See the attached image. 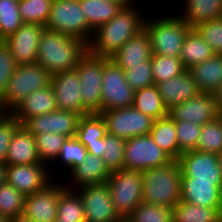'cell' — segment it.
I'll use <instances>...</instances> for the list:
<instances>
[{"label": "cell", "mask_w": 222, "mask_h": 222, "mask_svg": "<svg viewBox=\"0 0 222 222\" xmlns=\"http://www.w3.org/2000/svg\"><path fill=\"white\" fill-rule=\"evenodd\" d=\"M133 0L110 21L97 27L89 41L88 52L110 58L115 54L127 40L138 35L144 30L146 16L142 14V9ZM134 4H133V3Z\"/></svg>", "instance_id": "6da1fadb"}, {"label": "cell", "mask_w": 222, "mask_h": 222, "mask_svg": "<svg viewBox=\"0 0 222 222\" xmlns=\"http://www.w3.org/2000/svg\"><path fill=\"white\" fill-rule=\"evenodd\" d=\"M87 52L88 45L83 40L45 29L39 41L36 63L53 75L75 69Z\"/></svg>", "instance_id": "7a4b0ae2"}, {"label": "cell", "mask_w": 222, "mask_h": 222, "mask_svg": "<svg viewBox=\"0 0 222 222\" xmlns=\"http://www.w3.org/2000/svg\"><path fill=\"white\" fill-rule=\"evenodd\" d=\"M143 174L142 200L154 205L175 207L181 200V171L176 160L146 169Z\"/></svg>", "instance_id": "3957f363"}, {"label": "cell", "mask_w": 222, "mask_h": 222, "mask_svg": "<svg viewBox=\"0 0 222 222\" xmlns=\"http://www.w3.org/2000/svg\"><path fill=\"white\" fill-rule=\"evenodd\" d=\"M145 18L144 30L150 38L152 54L180 57L185 36L192 28L178 15ZM173 15V17H172Z\"/></svg>", "instance_id": "277c9868"}, {"label": "cell", "mask_w": 222, "mask_h": 222, "mask_svg": "<svg viewBox=\"0 0 222 222\" xmlns=\"http://www.w3.org/2000/svg\"><path fill=\"white\" fill-rule=\"evenodd\" d=\"M51 79L52 75L37 63L17 65L0 99V108L10 112L33 91L50 86Z\"/></svg>", "instance_id": "5b68a950"}, {"label": "cell", "mask_w": 222, "mask_h": 222, "mask_svg": "<svg viewBox=\"0 0 222 222\" xmlns=\"http://www.w3.org/2000/svg\"><path fill=\"white\" fill-rule=\"evenodd\" d=\"M111 199L121 219H127L142 200L143 174L140 171L119 169L111 172L106 182Z\"/></svg>", "instance_id": "8992f818"}, {"label": "cell", "mask_w": 222, "mask_h": 222, "mask_svg": "<svg viewBox=\"0 0 222 222\" xmlns=\"http://www.w3.org/2000/svg\"><path fill=\"white\" fill-rule=\"evenodd\" d=\"M47 30L61 32L89 43L93 30L82 11L80 0H53Z\"/></svg>", "instance_id": "52a82bcc"}, {"label": "cell", "mask_w": 222, "mask_h": 222, "mask_svg": "<svg viewBox=\"0 0 222 222\" xmlns=\"http://www.w3.org/2000/svg\"><path fill=\"white\" fill-rule=\"evenodd\" d=\"M110 60L87 52L75 68L80 79L83 105L91 113L101 112L103 66Z\"/></svg>", "instance_id": "ba28073f"}, {"label": "cell", "mask_w": 222, "mask_h": 222, "mask_svg": "<svg viewBox=\"0 0 222 222\" xmlns=\"http://www.w3.org/2000/svg\"><path fill=\"white\" fill-rule=\"evenodd\" d=\"M108 134L128 140L137 136L149 135L154 119L133 106L101 111Z\"/></svg>", "instance_id": "9c48e42d"}, {"label": "cell", "mask_w": 222, "mask_h": 222, "mask_svg": "<svg viewBox=\"0 0 222 222\" xmlns=\"http://www.w3.org/2000/svg\"><path fill=\"white\" fill-rule=\"evenodd\" d=\"M172 160L154 142L150 134L133 137L125 141L123 169L143 172L146 169L166 165Z\"/></svg>", "instance_id": "30bf717a"}, {"label": "cell", "mask_w": 222, "mask_h": 222, "mask_svg": "<svg viewBox=\"0 0 222 222\" xmlns=\"http://www.w3.org/2000/svg\"><path fill=\"white\" fill-rule=\"evenodd\" d=\"M101 111L131 107L135 91L127 83L124 71L111 59L103 66Z\"/></svg>", "instance_id": "8fae6325"}, {"label": "cell", "mask_w": 222, "mask_h": 222, "mask_svg": "<svg viewBox=\"0 0 222 222\" xmlns=\"http://www.w3.org/2000/svg\"><path fill=\"white\" fill-rule=\"evenodd\" d=\"M78 190V191H77ZM82 199L85 222H119L107 183L76 189Z\"/></svg>", "instance_id": "7c38bea8"}, {"label": "cell", "mask_w": 222, "mask_h": 222, "mask_svg": "<svg viewBox=\"0 0 222 222\" xmlns=\"http://www.w3.org/2000/svg\"><path fill=\"white\" fill-rule=\"evenodd\" d=\"M80 79L76 69L52 75L51 86L58 109L87 115L91 112L83 105L80 93Z\"/></svg>", "instance_id": "4fadbf2b"}, {"label": "cell", "mask_w": 222, "mask_h": 222, "mask_svg": "<svg viewBox=\"0 0 222 222\" xmlns=\"http://www.w3.org/2000/svg\"><path fill=\"white\" fill-rule=\"evenodd\" d=\"M80 114L57 109L54 112L26 120L24 126L34 137L42 133L62 134L68 138L76 135Z\"/></svg>", "instance_id": "5bb4252c"}, {"label": "cell", "mask_w": 222, "mask_h": 222, "mask_svg": "<svg viewBox=\"0 0 222 222\" xmlns=\"http://www.w3.org/2000/svg\"><path fill=\"white\" fill-rule=\"evenodd\" d=\"M45 29L39 24L23 23L16 32L4 40L17 65L37 62V49Z\"/></svg>", "instance_id": "9a60e30c"}, {"label": "cell", "mask_w": 222, "mask_h": 222, "mask_svg": "<svg viewBox=\"0 0 222 222\" xmlns=\"http://www.w3.org/2000/svg\"><path fill=\"white\" fill-rule=\"evenodd\" d=\"M47 168L46 163L7 165V183L25 196L33 194L52 182Z\"/></svg>", "instance_id": "2e32d148"}, {"label": "cell", "mask_w": 222, "mask_h": 222, "mask_svg": "<svg viewBox=\"0 0 222 222\" xmlns=\"http://www.w3.org/2000/svg\"><path fill=\"white\" fill-rule=\"evenodd\" d=\"M169 116L174 121H192L203 126L220 116V113L214 94L199 92L194 98L173 106Z\"/></svg>", "instance_id": "e0dca14e"}, {"label": "cell", "mask_w": 222, "mask_h": 222, "mask_svg": "<svg viewBox=\"0 0 222 222\" xmlns=\"http://www.w3.org/2000/svg\"><path fill=\"white\" fill-rule=\"evenodd\" d=\"M181 177H194V180L222 181L218 155L199 150L183 152L176 160Z\"/></svg>", "instance_id": "ac0fdd59"}, {"label": "cell", "mask_w": 222, "mask_h": 222, "mask_svg": "<svg viewBox=\"0 0 222 222\" xmlns=\"http://www.w3.org/2000/svg\"><path fill=\"white\" fill-rule=\"evenodd\" d=\"M50 183L44 189L25 197L23 214L36 222H53L57 219V204L64 183Z\"/></svg>", "instance_id": "d6986e66"}, {"label": "cell", "mask_w": 222, "mask_h": 222, "mask_svg": "<svg viewBox=\"0 0 222 222\" xmlns=\"http://www.w3.org/2000/svg\"><path fill=\"white\" fill-rule=\"evenodd\" d=\"M181 200L201 207H222V181L181 177Z\"/></svg>", "instance_id": "ffe728a7"}, {"label": "cell", "mask_w": 222, "mask_h": 222, "mask_svg": "<svg viewBox=\"0 0 222 222\" xmlns=\"http://www.w3.org/2000/svg\"><path fill=\"white\" fill-rule=\"evenodd\" d=\"M71 182L64 184L66 189L74 190L85 186L104 184L109 179L111 172L105 165L102 157L88 154L85 160L72 168L69 172ZM69 185V186H68ZM74 186V187H73Z\"/></svg>", "instance_id": "44dd1931"}, {"label": "cell", "mask_w": 222, "mask_h": 222, "mask_svg": "<svg viewBox=\"0 0 222 222\" xmlns=\"http://www.w3.org/2000/svg\"><path fill=\"white\" fill-rule=\"evenodd\" d=\"M57 109L54 91L50 85L41 90L33 91L20 101L10 113L22 125L29 118L48 114Z\"/></svg>", "instance_id": "7402d4cb"}, {"label": "cell", "mask_w": 222, "mask_h": 222, "mask_svg": "<svg viewBox=\"0 0 222 222\" xmlns=\"http://www.w3.org/2000/svg\"><path fill=\"white\" fill-rule=\"evenodd\" d=\"M156 85L168 110L177 104L194 98L199 93L196 81L188 70Z\"/></svg>", "instance_id": "603a6c76"}, {"label": "cell", "mask_w": 222, "mask_h": 222, "mask_svg": "<svg viewBox=\"0 0 222 222\" xmlns=\"http://www.w3.org/2000/svg\"><path fill=\"white\" fill-rule=\"evenodd\" d=\"M150 38L145 30L130 38L110 59L123 71L128 66L142 65V62L151 58Z\"/></svg>", "instance_id": "cb8c5ba5"}, {"label": "cell", "mask_w": 222, "mask_h": 222, "mask_svg": "<svg viewBox=\"0 0 222 222\" xmlns=\"http://www.w3.org/2000/svg\"><path fill=\"white\" fill-rule=\"evenodd\" d=\"M42 163L40 161L35 137L24 127L20 126L10 142L6 165H26Z\"/></svg>", "instance_id": "d4e9b609"}, {"label": "cell", "mask_w": 222, "mask_h": 222, "mask_svg": "<svg viewBox=\"0 0 222 222\" xmlns=\"http://www.w3.org/2000/svg\"><path fill=\"white\" fill-rule=\"evenodd\" d=\"M188 71L196 81L199 92L214 94L222 83V55L215 54Z\"/></svg>", "instance_id": "484cf974"}, {"label": "cell", "mask_w": 222, "mask_h": 222, "mask_svg": "<svg viewBox=\"0 0 222 222\" xmlns=\"http://www.w3.org/2000/svg\"><path fill=\"white\" fill-rule=\"evenodd\" d=\"M184 10L178 14L192 28L199 23L222 17V0H182Z\"/></svg>", "instance_id": "4316f807"}, {"label": "cell", "mask_w": 222, "mask_h": 222, "mask_svg": "<svg viewBox=\"0 0 222 222\" xmlns=\"http://www.w3.org/2000/svg\"><path fill=\"white\" fill-rule=\"evenodd\" d=\"M130 2H110L104 0H80L82 11L89 27L94 31L97 27L110 21Z\"/></svg>", "instance_id": "83f0119b"}, {"label": "cell", "mask_w": 222, "mask_h": 222, "mask_svg": "<svg viewBox=\"0 0 222 222\" xmlns=\"http://www.w3.org/2000/svg\"><path fill=\"white\" fill-rule=\"evenodd\" d=\"M214 55L215 53L209 44L202 39L194 28H191L185 36L179 57L184 68L188 70L192 66L204 62Z\"/></svg>", "instance_id": "f1b7e54d"}, {"label": "cell", "mask_w": 222, "mask_h": 222, "mask_svg": "<svg viewBox=\"0 0 222 222\" xmlns=\"http://www.w3.org/2000/svg\"><path fill=\"white\" fill-rule=\"evenodd\" d=\"M132 106L154 120L169 115L156 84L136 90Z\"/></svg>", "instance_id": "f546056e"}, {"label": "cell", "mask_w": 222, "mask_h": 222, "mask_svg": "<svg viewBox=\"0 0 222 222\" xmlns=\"http://www.w3.org/2000/svg\"><path fill=\"white\" fill-rule=\"evenodd\" d=\"M174 222H222V207H201L180 200L173 207Z\"/></svg>", "instance_id": "4dcf8cb0"}, {"label": "cell", "mask_w": 222, "mask_h": 222, "mask_svg": "<svg viewBox=\"0 0 222 222\" xmlns=\"http://www.w3.org/2000/svg\"><path fill=\"white\" fill-rule=\"evenodd\" d=\"M150 136L173 160L178 159V141L175 121L169 115L154 120L150 130Z\"/></svg>", "instance_id": "1f68e13d"}, {"label": "cell", "mask_w": 222, "mask_h": 222, "mask_svg": "<svg viewBox=\"0 0 222 222\" xmlns=\"http://www.w3.org/2000/svg\"><path fill=\"white\" fill-rule=\"evenodd\" d=\"M57 219L60 222H85L83 202L75 190L65 188L60 193Z\"/></svg>", "instance_id": "d6a6232c"}, {"label": "cell", "mask_w": 222, "mask_h": 222, "mask_svg": "<svg viewBox=\"0 0 222 222\" xmlns=\"http://www.w3.org/2000/svg\"><path fill=\"white\" fill-rule=\"evenodd\" d=\"M107 134L104 118L100 113L82 115L79 119L75 137L83 144L99 142Z\"/></svg>", "instance_id": "836d02e7"}, {"label": "cell", "mask_w": 222, "mask_h": 222, "mask_svg": "<svg viewBox=\"0 0 222 222\" xmlns=\"http://www.w3.org/2000/svg\"><path fill=\"white\" fill-rule=\"evenodd\" d=\"M151 66L154 84L179 76L186 69L179 57L152 54Z\"/></svg>", "instance_id": "e575fe53"}, {"label": "cell", "mask_w": 222, "mask_h": 222, "mask_svg": "<svg viewBox=\"0 0 222 222\" xmlns=\"http://www.w3.org/2000/svg\"><path fill=\"white\" fill-rule=\"evenodd\" d=\"M196 150L217 155L222 153V115L202 126Z\"/></svg>", "instance_id": "d590c367"}, {"label": "cell", "mask_w": 222, "mask_h": 222, "mask_svg": "<svg viewBox=\"0 0 222 222\" xmlns=\"http://www.w3.org/2000/svg\"><path fill=\"white\" fill-rule=\"evenodd\" d=\"M53 0H19L18 7L23 23L45 26Z\"/></svg>", "instance_id": "8d00e7d4"}, {"label": "cell", "mask_w": 222, "mask_h": 222, "mask_svg": "<svg viewBox=\"0 0 222 222\" xmlns=\"http://www.w3.org/2000/svg\"><path fill=\"white\" fill-rule=\"evenodd\" d=\"M126 220L128 222H174L173 208L141 202Z\"/></svg>", "instance_id": "74e56055"}, {"label": "cell", "mask_w": 222, "mask_h": 222, "mask_svg": "<svg viewBox=\"0 0 222 222\" xmlns=\"http://www.w3.org/2000/svg\"><path fill=\"white\" fill-rule=\"evenodd\" d=\"M18 3V0H0V41L11 36L23 24Z\"/></svg>", "instance_id": "f35d334b"}, {"label": "cell", "mask_w": 222, "mask_h": 222, "mask_svg": "<svg viewBox=\"0 0 222 222\" xmlns=\"http://www.w3.org/2000/svg\"><path fill=\"white\" fill-rule=\"evenodd\" d=\"M25 195L12 185L5 183L0 186V214L13 219L23 214Z\"/></svg>", "instance_id": "ab89813d"}, {"label": "cell", "mask_w": 222, "mask_h": 222, "mask_svg": "<svg viewBox=\"0 0 222 222\" xmlns=\"http://www.w3.org/2000/svg\"><path fill=\"white\" fill-rule=\"evenodd\" d=\"M125 140L106 134L103 138V160L110 172L123 168Z\"/></svg>", "instance_id": "60d3db41"}, {"label": "cell", "mask_w": 222, "mask_h": 222, "mask_svg": "<svg viewBox=\"0 0 222 222\" xmlns=\"http://www.w3.org/2000/svg\"><path fill=\"white\" fill-rule=\"evenodd\" d=\"M67 138L65 135L54 133L36 135L35 140L40 161L47 164L50 161L57 160Z\"/></svg>", "instance_id": "b9f144b4"}, {"label": "cell", "mask_w": 222, "mask_h": 222, "mask_svg": "<svg viewBox=\"0 0 222 222\" xmlns=\"http://www.w3.org/2000/svg\"><path fill=\"white\" fill-rule=\"evenodd\" d=\"M178 141V157L186 151L196 150L202 125L190 121H175Z\"/></svg>", "instance_id": "7bdbcfd3"}, {"label": "cell", "mask_w": 222, "mask_h": 222, "mask_svg": "<svg viewBox=\"0 0 222 222\" xmlns=\"http://www.w3.org/2000/svg\"><path fill=\"white\" fill-rule=\"evenodd\" d=\"M88 155L86 147L74 136L67 138L61 148L58 160L71 170L75 166L81 164Z\"/></svg>", "instance_id": "ee69618b"}, {"label": "cell", "mask_w": 222, "mask_h": 222, "mask_svg": "<svg viewBox=\"0 0 222 222\" xmlns=\"http://www.w3.org/2000/svg\"><path fill=\"white\" fill-rule=\"evenodd\" d=\"M193 28L216 55H222V17L199 23Z\"/></svg>", "instance_id": "f6af8a7d"}, {"label": "cell", "mask_w": 222, "mask_h": 222, "mask_svg": "<svg viewBox=\"0 0 222 222\" xmlns=\"http://www.w3.org/2000/svg\"><path fill=\"white\" fill-rule=\"evenodd\" d=\"M124 74L127 83L134 91L154 84L151 58L142 62V65L128 66Z\"/></svg>", "instance_id": "bcb514c9"}, {"label": "cell", "mask_w": 222, "mask_h": 222, "mask_svg": "<svg viewBox=\"0 0 222 222\" xmlns=\"http://www.w3.org/2000/svg\"><path fill=\"white\" fill-rule=\"evenodd\" d=\"M21 126L10 112L0 116V164H6L8 148L15 131Z\"/></svg>", "instance_id": "7dc6e473"}, {"label": "cell", "mask_w": 222, "mask_h": 222, "mask_svg": "<svg viewBox=\"0 0 222 222\" xmlns=\"http://www.w3.org/2000/svg\"><path fill=\"white\" fill-rule=\"evenodd\" d=\"M17 64L12 53L4 41H0V99L3 97L8 82Z\"/></svg>", "instance_id": "c3c4849f"}, {"label": "cell", "mask_w": 222, "mask_h": 222, "mask_svg": "<svg viewBox=\"0 0 222 222\" xmlns=\"http://www.w3.org/2000/svg\"><path fill=\"white\" fill-rule=\"evenodd\" d=\"M88 151V154L103 158V138L99 139V142L90 143V145H84Z\"/></svg>", "instance_id": "681fc988"}, {"label": "cell", "mask_w": 222, "mask_h": 222, "mask_svg": "<svg viewBox=\"0 0 222 222\" xmlns=\"http://www.w3.org/2000/svg\"><path fill=\"white\" fill-rule=\"evenodd\" d=\"M215 100L217 103V108L219 110L220 115H222V83L217 89V91L214 93Z\"/></svg>", "instance_id": "f907efd6"}, {"label": "cell", "mask_w": 222, "mask_h": 222, "mask_svg": "<svg viewBox=\"0 0 222 222\" xmlns=\"http://www.w3.org/2000/svg\"><path fill=\"white\" fill-rule=\"evenodd\" d=\"M7 183V165L0 164V186Z\"/></svg>", "instance_id": "816d5d0a"}, {"label": "cell", "mask_w": 222, "mask_h": 222, "mask_svg": "<svg viewBox=\"0 0 222 222\" xmlns=\"http://www.w3.org/2000/svg\"><path fill=\"white\" fill-rule=\"evenodd\" d=\"M11 222H36L33 219L26 217L24 214H20L17 217L11 219Z\"/></svg>", "instance_id": "f5cc1de1"}, {"label": "cell", "mask_w": 222, "mask_h": 222, "mask_svg": "<svg viewBox=\"0 0 222 222\" xmlns=\"http://www.w3.org/2000/svg\"><path fill=\"white\" fill-rule=\"evenodd\" d=\"M0 222H11V219L0 214Z\"/></svg>", "instance_id": "db71d44e"}, {"label": "cell", "mask_w": 222, "mask_h": 222, "mask_svg": "<svg viewBox=\"0 0 222 222\" xmlns=\"http://www.w3.org/2000/svg\"><path fill=\"white\" fill-rule=\"evenodd\" d=\"M218 160H219L220 171H221V176H222V153L220 155H218Z\"/></svg>", "instance_id": "11a10c76"}, {"label": "cell", "mask_w": 222, "mask_h": 222, "mask_svg": "<svg viewBox=\"0 0 222 222\" xmlns=\"http://www.w3.org/2000/svg\"><path fill=\"white\" fill-rule=\"evenodd\" d=\"M104 1H110V2H131L133 0H104Z\"/></svg>", "instance_id": "9f6ffc18"}, {"label": "cell", "mask_w": 222, "mask_h": 222, "mask_svg": "<svg viewBox=\"0 0 222 222\" xmlns=\"http://www.w3.org/2000/svg\"><path fill=\"white\" fill-rule=\"evenodd\" d=\"M4 113V111L0 108V116Z\"/></svg>", "instance_id": "6f0895ef"}, {"label": "cell", "mask_w": 222, "mask_h": 222, "mask_svg": "<svg viewBox=\"0 0 222 222\" xmlns=\"http://www.w3.org/2000/svg\"><path fill=\"white\" fill-rule=\"evenodd\" d=\"M119 222H128L127 220H125V219H122L121 221H119Z\"/></svg>", "instance_id": "680465c9"}]
</instances>
